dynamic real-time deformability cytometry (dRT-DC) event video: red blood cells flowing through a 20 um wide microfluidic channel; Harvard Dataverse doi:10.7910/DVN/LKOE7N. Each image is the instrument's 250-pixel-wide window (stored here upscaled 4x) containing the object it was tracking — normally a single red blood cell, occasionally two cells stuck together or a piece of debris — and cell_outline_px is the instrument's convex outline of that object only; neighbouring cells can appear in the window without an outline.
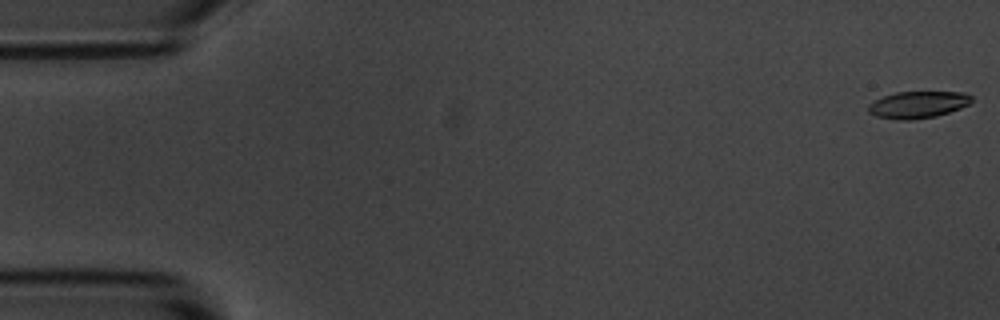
{"species": "common noctule bat (a hibernating species)", "species_latin": "Nyctalus noctula", "temperature_condition": "room temperature", "stored_images_in_passage": 17, "camera_frame_rate_fps": 3000, "um_per_image_px": 0.085, "animal": {"sex": "male", "body_mass_g": 20.1, "forearm_length_mm": 53.5}, "frame": {"image": 1, "passage_image": 1, "time_ms": 0.0, "image_size_px": [1000, 320], "cell_outline_px": [[972, 100], [968, 104], [960, 108], [936, 116], [912, 120], [896, 120], [876, 116], [868, 112], [868, 104], [884, 96], [896, 92], [964, 92], [972, 96]], "centroid_in_image_um": [78.01, 8.9], "position_along_channel_um": 7.0, "area_um2": 16.13}}
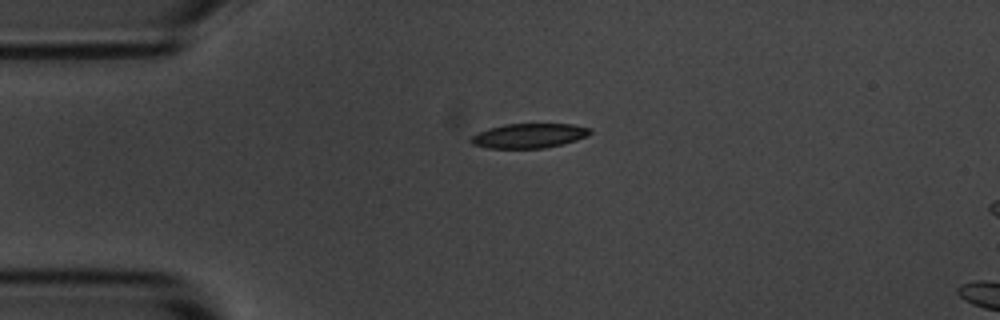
{"frame": {"image": 2, "passage_image": 13, "time_ms": 4.0, "image_size_px": [1000, 320], "cell_outline_px": [[592, 132], [588, 136], [576, 140], [544, 148], [488, 148], [472, 144], [468, 140], [476, 132], [488, 128], [504, 124], [572, 124], [592, 128]], "centroid_in_image_um": [44.94, 11.53], "position_along_channel_um": 40.1, "area_um2": 17.17}}